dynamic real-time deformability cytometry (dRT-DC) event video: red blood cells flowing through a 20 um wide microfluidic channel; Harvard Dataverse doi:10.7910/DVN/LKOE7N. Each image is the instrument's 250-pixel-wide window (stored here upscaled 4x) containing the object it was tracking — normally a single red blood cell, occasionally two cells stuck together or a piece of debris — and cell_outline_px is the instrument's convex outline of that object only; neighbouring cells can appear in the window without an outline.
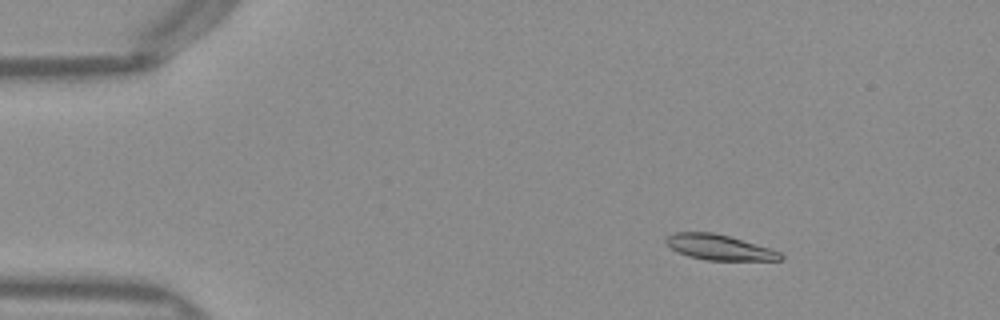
{"species": "Egyptian fruit bat (a non-hibernating species)", "species_latin": "Rousettus aegyptiacus", "temperature_condition": "warm", "stored_images_in_passage": 46, "camera_frame_rate_fps": 3000, "um_per_image_px": 0.085, "frame": {"image": 1, "passage_image": 3, "time_ms": 0.667, "image_size_px": [1000, 320], "cell_outline_px": [[784, 260], [704, 260], [688, 256], [676, 252], [664, 240], [668, 236], [676, 232], [712, 232], [728, 236], [772, 248], [780, 252], [784, 256]], "centroid_in_image_um": [61.16, 21.03], "position_along_channel_um": 23.8, "area_um2": 16.94}}
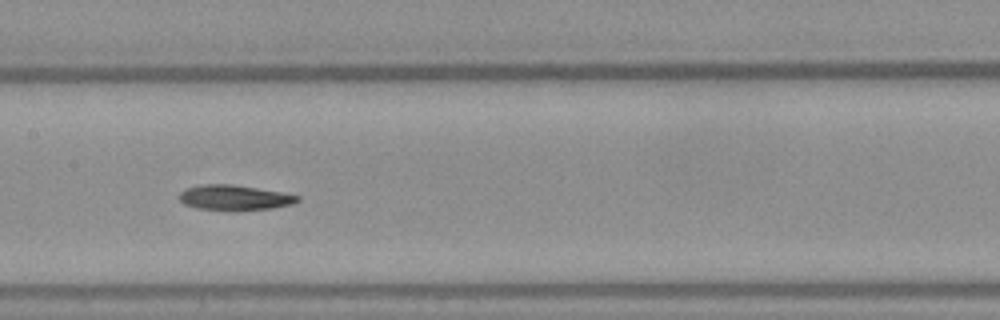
{"frame": {"image": 2, "passage_image": 21, "time_ms": 6.667, "image_size_px": [1000, 320], "cell_outline_px": [[300, 200], [292, 204], [272, 208], [232, 212], [228, 212], [196, 208], [184, 204], [180, 200], [180, 192], [184, 188], [204, 184], [232, 184], [280, 192], [300, 196]], "centroid_in_image_um": [19.9, 16.82], "position_along_channel_um": 187.5, "area_um2": 17.69}}
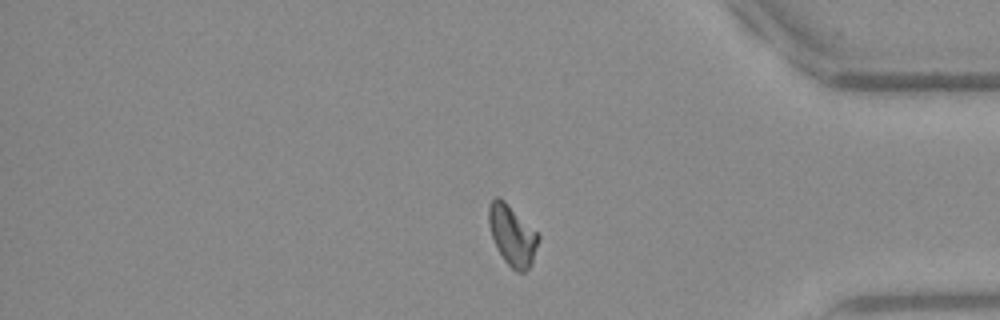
{"frame": {"image": 3, "passage_image": 38, "time_ms": 12.333, "image_size_px": [1000, 320], "cell_outline_px": [[540, 240], [532, 264], [524, 272], [516, 272], [504, 260], [496, 248], [488, 224], [488, 204], [496, 196], [500, 196], [540, 236]], "centroid_in_image_um": [43.53, 20.01], "position_along_channel_um": 391.7, "area_um2": 17.51}, "authors_computed_cell_mechanics": {"area_um2": 17.1955, "velocity_mm_per_s": 4.0171, "shape_relaxation_time_tau1_ms": 8.0728, "shape_relaxation_time_tau2_ms": 9.6076, "deformation_change_tau1": 0.2307, "deformation_change_tau2": 0.1408}}